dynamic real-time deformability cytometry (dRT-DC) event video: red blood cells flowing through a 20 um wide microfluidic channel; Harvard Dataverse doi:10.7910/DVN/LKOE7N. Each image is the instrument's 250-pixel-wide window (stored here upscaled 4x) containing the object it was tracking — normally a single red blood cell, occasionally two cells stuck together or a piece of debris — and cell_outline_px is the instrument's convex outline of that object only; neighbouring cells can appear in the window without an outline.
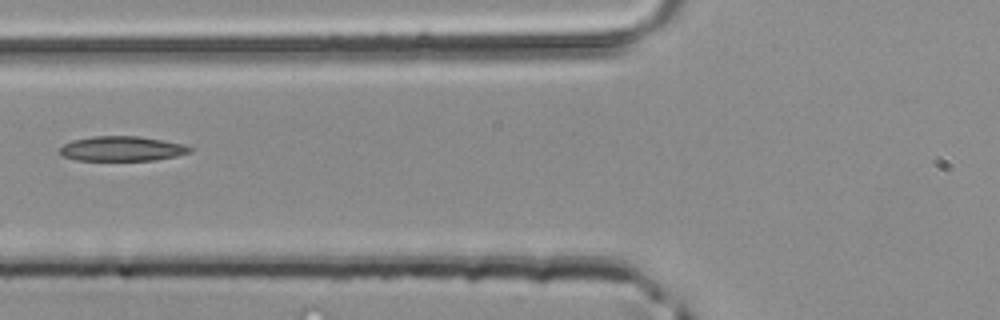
{"species": "common noctule bat (a hibernating species)", "species_latin": "Nyctalus noctula", "temperature_condition": "room temperature", "stored_images_in_passage": 6, "camera_frame_rate_fps": 3000, "um_per_image_px": 0.085, "animal": {"sex": "male", "body_mass_g": 20.4}, "frame": {"image": 1, "passage_image": 6, "time_ms": 1.667, "image_size_px": [1000, 320], "cell_outline_px": [[192, 152], [176, 156], [156, 160], [76, 160], [64, 156], [60, 152], [60, 148], [64, 144], [72, 140], [92, 136], [136, 136], [184, 144], [192, 148]], "centroid_in_image_um": [10.37, 12.64], "position_along_channel_um": 115.4, "area_um2": 18.67}}